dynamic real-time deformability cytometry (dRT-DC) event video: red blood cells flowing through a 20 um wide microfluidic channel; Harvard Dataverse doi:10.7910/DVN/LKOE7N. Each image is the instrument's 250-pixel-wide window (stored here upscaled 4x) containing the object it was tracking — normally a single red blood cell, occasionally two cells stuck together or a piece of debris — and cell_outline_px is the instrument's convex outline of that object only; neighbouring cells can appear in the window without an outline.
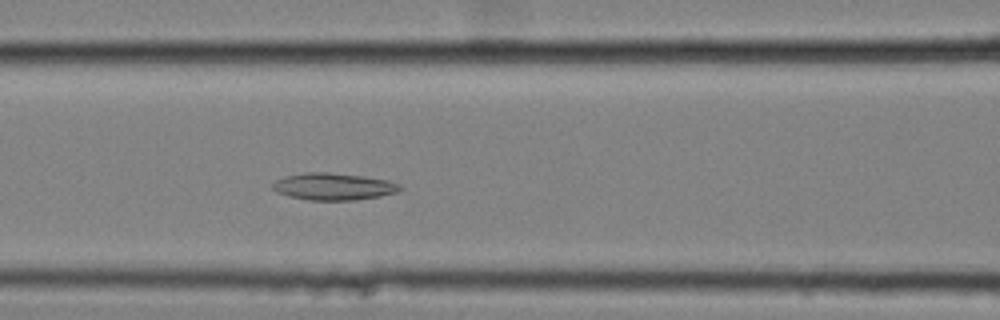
{"species": "common noctule bat (a hibernating species)", "species_latin": "Nyctalus noctula", "temperature_condition": "cold", "stored_images_in_passage": 54, "camera_frame_rate_fps": 3000, "um_per_image_px": 0.085, "animal": {"sex": "female", "body_mass_g": 25.1}, "frame": {"image": 1, "passage_image": 22, "time_ms": 7.0, "image_size_px": [1000, 320], "cell_outline_px": [[404, 188], [396, 192], [380, 196], [356, 200], [308, 200], [288, 196], [276, 192], [272, 188], [272, 184], [276, 180], [284, 176], [308, 172], [328, 172], [360, 176], [388, 180], [400, 184]], "centroid_in_image_um": [28.33, 15.86], "position_along_channel_um": 138.3, "area_um2": 20.06}}
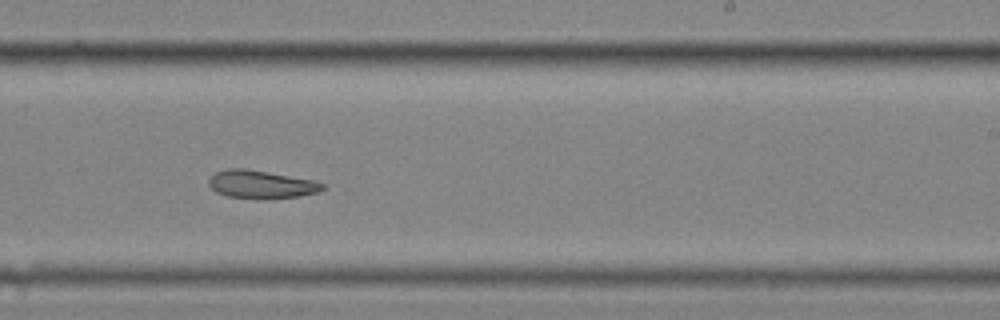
{"frame": {"image": 2, "passage_image": 33, "time_ms": 10.667, "image_size_px": [1000, 320], "cell_outline_px": [[324, 188], [316, 192], [300, 196], [268, 200], [256, 200], [228, 196], [216, 192], [208, 184], [208, 180], [216, 172], [228, 168], [244, 168], [312, 180], [324, 184]], "centroid_in_image_um": [22.16, 15.7], "position_along_channel_um": 266.8, "area_um2": 18.67}}
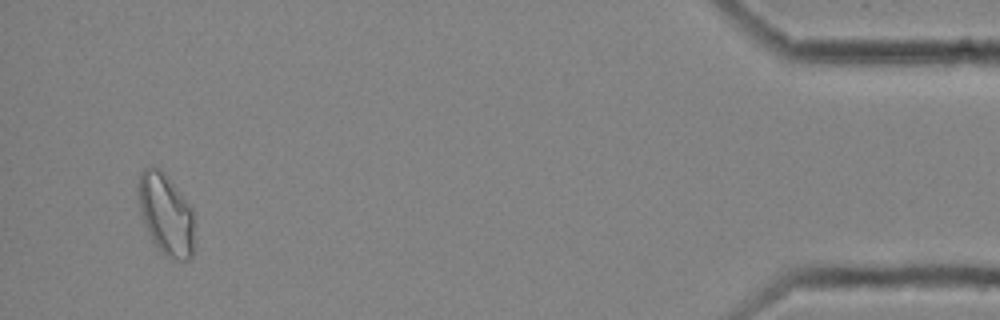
{"frame": {"image": 3, "passage_image": 52, "time_ms": 17.0, "image_size_px": [1000, 320], "cell_outline_px": [[192, 256], [188, 260], [172, 260], [164, 256], [160, 252], [152, 240], [144, 224], [140, 212], [136, 184], [140, 172], [144, 168], [152, 164], [160, 168], [164, 172], [192, 208]], "centroid_in_image_um": [14.04, 18.18], "position_along_channel_um": 421.2, "area_um2": 26.82}}